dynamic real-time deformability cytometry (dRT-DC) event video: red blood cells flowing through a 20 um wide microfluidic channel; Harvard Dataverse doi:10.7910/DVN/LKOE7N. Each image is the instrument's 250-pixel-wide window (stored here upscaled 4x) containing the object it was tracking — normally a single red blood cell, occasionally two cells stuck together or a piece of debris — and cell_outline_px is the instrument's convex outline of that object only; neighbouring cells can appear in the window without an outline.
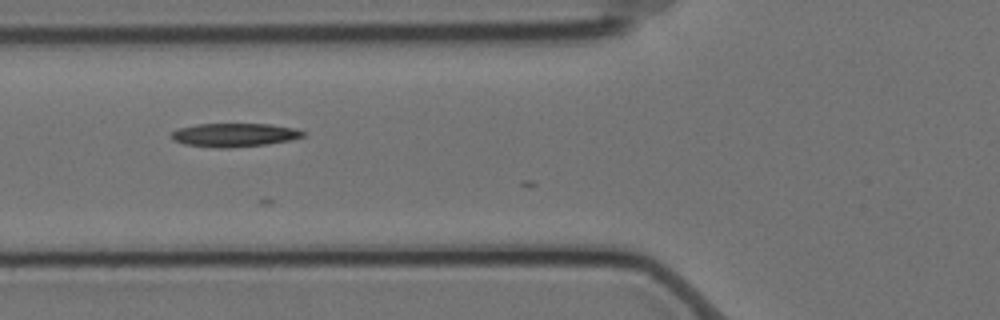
{"species": "Egyptian fruit bat (a non-hibernating species)", "species_latin": "Rousettus aegyptiacus", "temperature_condition": "cold", "stored_images_in_passage": 5, "camera_frame_rate_fps": 3000, "um_per_image_px": 0.085, "animal": {"sex": "female"}, "frame": {"image": 1, "passage_image": 4, "time_ms": 1.0, "image_size_px": [1000, 320], "cell_outline_px": [[308, 132], [304, 136], [292, 140], [268, 144], [228, 148], [216, 148], [184, 144], [172, 140], [168, 136], [176, 128], [196, 124], [268, 124], [296, 128]], "centroid_in_image_um": [19.91, 11.47], "position_along_channel_um": 105.9, "area_um2": 18.44}}